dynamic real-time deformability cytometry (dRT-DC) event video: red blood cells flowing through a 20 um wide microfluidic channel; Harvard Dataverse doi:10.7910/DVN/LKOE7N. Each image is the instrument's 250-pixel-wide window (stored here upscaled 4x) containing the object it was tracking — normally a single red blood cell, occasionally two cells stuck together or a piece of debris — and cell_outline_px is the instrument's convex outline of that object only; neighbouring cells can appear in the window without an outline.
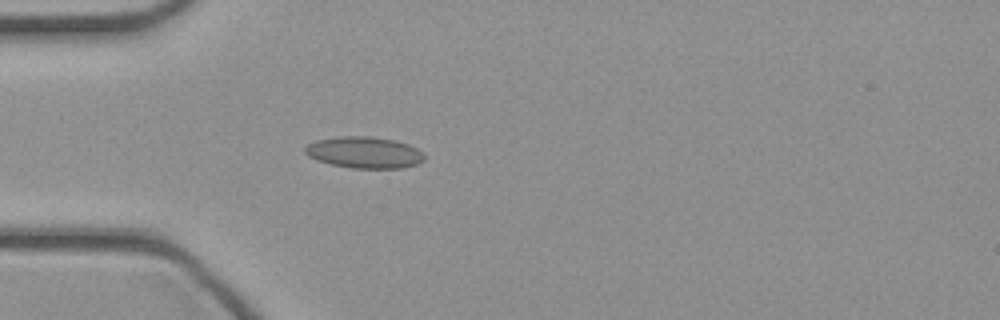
{"species": "common noctule bat (a hibernating species)", "species_latin": "Nyctalus noctula", "temperature_condition": "cold", "stored_images_in_passage": 34, "camera_frame_rate_fps": 3000, "um_per_image_px": 0.085, "animal": {"sex": "female", "body_mass_g": 21.9}, "frame": {"image": 1, "passage_image": 1, "time_ms": 0.0, "image_size_px": [1000, 320], "cell_outline_px": [[424, 160], [416, 164], [404, 168], [352, 168], [332, 164], [316, 160], [308, 156], [304, 152], [304, 148], [308, 144], [316, 140], [340, 136], [372, 136], [396, 140], [408, 144], [424, 152]], "centroid_in_image_um": [30.97, 12.95], "position_along_channel_um": 54.0, "area_um2": 22.02}}
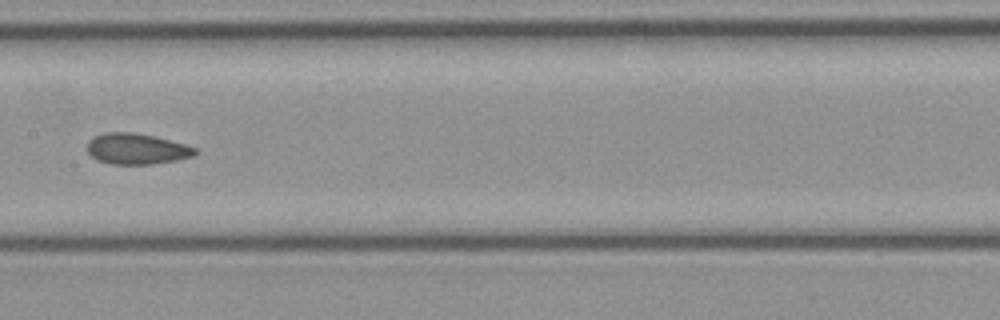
{"frame": {"image": 2, "passage_image": 11, "time_ms": 3.333, "image_size_px": [1000, 320], "cell_outline_px": [[196, 152], [192, 156], [176, 160], [152, 164], [112, 164], [96, 160], [88, 152], [88, 140], [92, 136], [104, 132], [132, 132], [156, 136], [184, 144], [196, 148]], "centroid_in_image_um": [11.57, 12.64], "position_along_channel_um": 195.8, "area_um2": 19.42}}
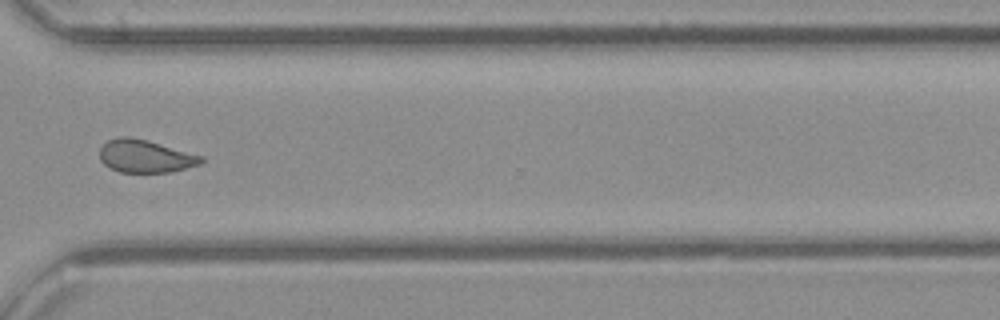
{"frame": {"image": 3, "passage_image": 22, "time_ms": 7.0, "image_size_px": [1000, 320], "cell_outline_px": [[204, 160], [200, 164], [172, 172], [120, 172], [104, 164], [100, 160], [100, 148], [108, 140], [120, 136], [132, 136], [148, 140], [204, 156]], "centroid_in_image_um": [12.37, 13.26], "position_along_channel_um": 358.2, "area_um2": 19.48}}